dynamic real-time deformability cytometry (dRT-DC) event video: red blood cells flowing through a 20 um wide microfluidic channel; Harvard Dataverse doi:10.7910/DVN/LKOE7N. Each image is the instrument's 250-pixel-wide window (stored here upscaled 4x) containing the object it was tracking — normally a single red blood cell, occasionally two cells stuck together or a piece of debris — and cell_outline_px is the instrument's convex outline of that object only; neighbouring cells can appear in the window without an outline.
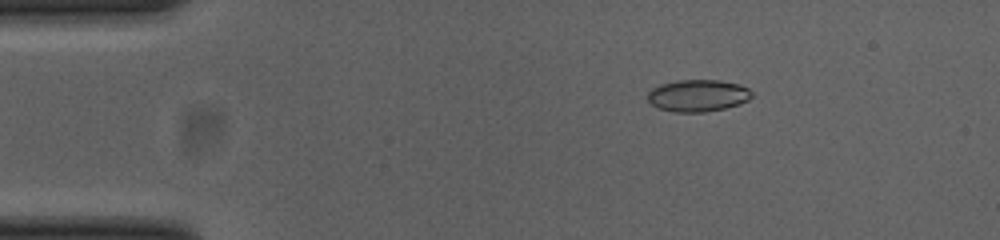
{"species": "common noctule bat (a hibernating species)", "species_latin": "Nyctalus noctula", "temperature_condition": "cold", "stored_images_in_passage": 53, "camera_frame_rate_fps": 3000, "um_per_image_px": 0.085, "animal": {"sex": "female", "body_mass_g": 23.0, "forearm_length_mm": 53.4}, "frame": {"image": 1, "passage_image": 9, "time_ms": 2.667, "image_size_px": [1000, 240], "cell_outline_px": [[752, 96], [748, 100], [740, 104], [724, 108], [704, 112], [676, 112], [660, 108], [652, 104], [648, 100], [648, 92], [652, 88], [660, 84], [676, 80], [720, 80], [740, 84], [748, 88], [752, 92]], "centroid_in_image_um": [59.34, 8.11], "position_along_channel_um": 25.7, "area_um2": 19.42}}
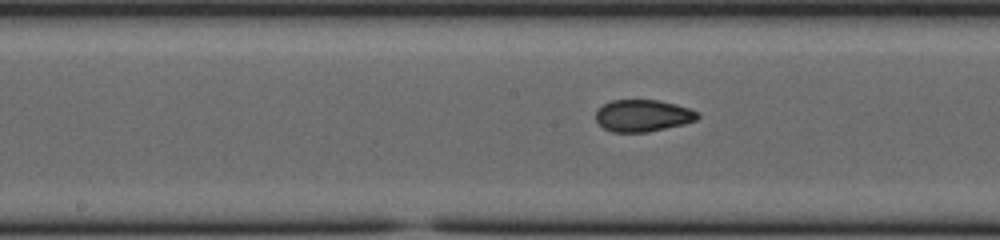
{"frame": {"image": 2, "passage_image": 27, "time_ms": 8.667, "image_size_px": [1000, 240], "cell_outline_px": [[700, 116], [696, 120], [684, 124], [648, 132], [612, 132], [604, 128], [596, 120], [596, 108], [612, 100], [660, 100], [692, 108], [700, 112]], "centroid_in_image_um": [54.67, 9.82], "position_along_channel_um": 193.5, "area_um2": 19.19}}
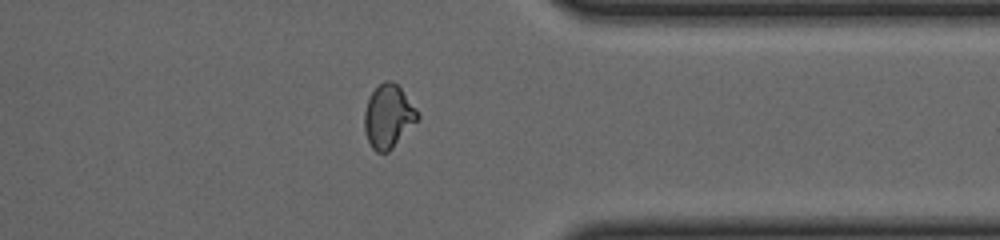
{"frame": {"image": 3, "passage_image": 42, "time_ms": 13.667, "image_size_px": [1000, 240], "cell_outline_px": [[420, 116], [392, 148], [388, 152], [376, 152], [372, 148], [364, 132], [364, 112], [368, 100], [372, 92], [384, 80], [392, 80], [400, 88], [416, 108]], "centroid_in_image_um": [32.98, 9.89], "position_along_channel_um": 378.4, "area_um2": 19.31}, "authors_computed_cell_mechanics": {"area_um2": 19.2474, "velocity_mm_per_s": 3.8625, "shape_relaxation_time_tau1_ms": null, "shape_relaxation_time_tau2_ms": 1.3129, "deformation_change_tau1": null, "deformation_change_tau2": 0.0548}}